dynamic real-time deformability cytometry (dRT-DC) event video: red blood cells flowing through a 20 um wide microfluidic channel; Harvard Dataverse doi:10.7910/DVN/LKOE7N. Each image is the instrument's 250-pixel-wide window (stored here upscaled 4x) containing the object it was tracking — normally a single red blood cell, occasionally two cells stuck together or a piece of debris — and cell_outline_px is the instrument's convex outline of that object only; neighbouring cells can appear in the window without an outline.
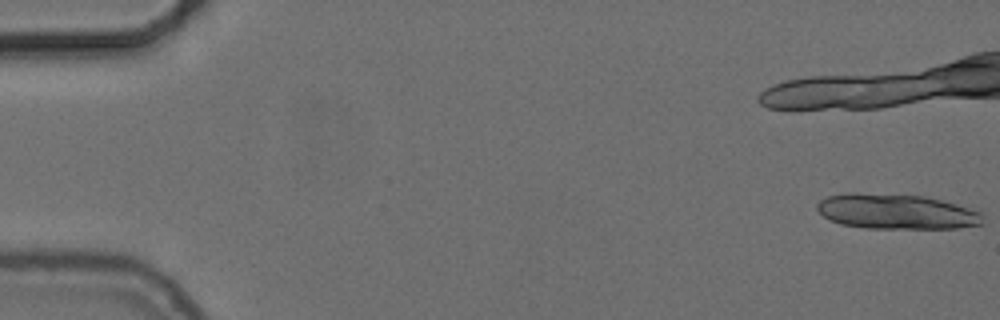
{"species": "common noctule bat (a hibernating species)", "species_latin": "Nyctalus noctula", "temperature_condition": "cold", "stored_images_in_passage": 16, "camera_frame_rate_fps": 3000, "um_per_image_px": 0.085, "animal": {"sex": "female", "body_mass_g": 24.6, "forearm_length_mm": 56.2}, "frame": {"image": 1, "passage_image": 1, "time_ms": 0.0, "image_size_px": [1000, 320], "cell_outline_px": [[984, 224], [956, 228], [864, 228], [840, 224], [828, 220], [816, 208], [816, 204], [820, 200], [828, 196], [856, 192], [924, 196], [980, 208]], "centroid_in_image_um": [76.26, 17.98], "position_along_channel_um": 8.7, "area_um2": 34.45}}